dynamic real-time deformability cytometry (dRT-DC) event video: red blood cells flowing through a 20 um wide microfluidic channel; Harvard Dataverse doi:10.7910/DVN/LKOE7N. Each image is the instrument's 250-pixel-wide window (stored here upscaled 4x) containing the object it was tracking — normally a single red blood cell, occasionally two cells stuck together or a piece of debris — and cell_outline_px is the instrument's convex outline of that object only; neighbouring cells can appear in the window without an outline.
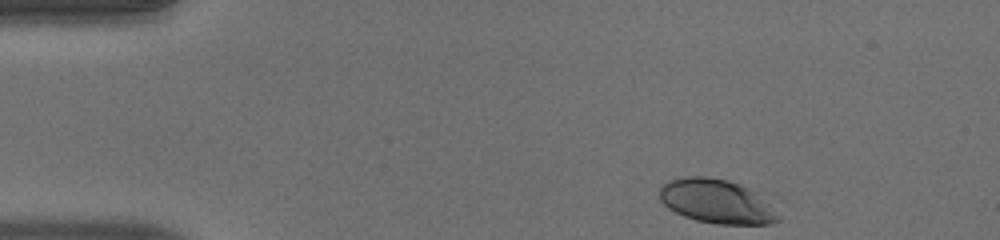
{"species": "human", "species_latin": "Homo sapiens", "temperature_condition": "warm", "stored_images_in_passage": 42, "camera_frame_rate_fps": 3000, "um_per_image_px": 0.085, "donor": {"sex": "male"}, "frame": {"image": 1, "passage_image": 1, "time_ms": 0.0, "image_size_px": [1000, 240], "cell_outline_px": [[780, 220], [772, 224], [716, 224], [696, 220], [684, 216], [668, 208], [660, 200], [660, 184], [668, 180], [684, 176], [708, 176], [728, 180], [740, 184], [748, 188], [764, 200], [780, 216]], "centroid_in_image_um": [60.86, 17.11], "position_along_channel_um": 24.1, "area_um2": 30.4}}
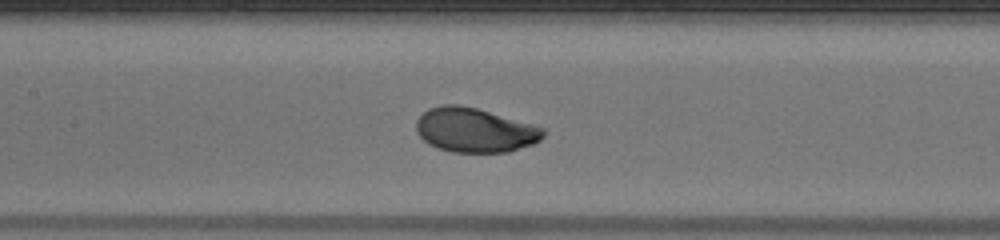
{"frame": {"image": 2, "passage_image": 18, "time_ms": 5.667, "image_size_px": [1000, 240], "cell_outline_px": [[544, 136], [540, 140], [532, 144], [508, 152], [452, 152], [436, 148], [428, 144], [416, 132], [416, 120], [428, 108], [444, 104], [460, 104], [476, 108], [536, 124], [544, 128]], "centroid_in_image_um": [40.36, 11.05], "position_along_channel_um": 167.0, "area_um2": 33.12}}
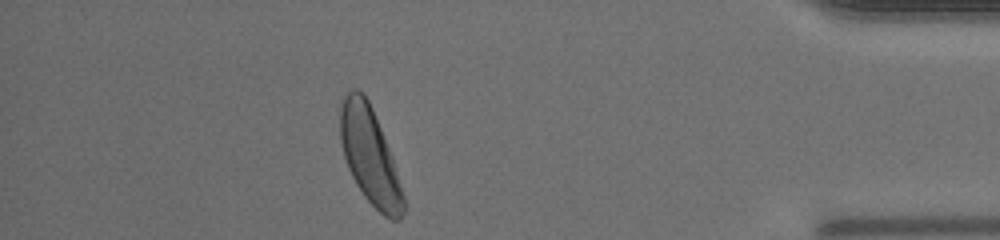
{"frame": {"image": 3, "passage_image": 39, "time_ms": 12.667, "image_size_px": [1000, 240], "cell_outline_px": [[404, 212], [400, 220], [392, 220], [384, 216], [364, 196], [356, 184], [348, 168], [344, 156], [340, 140], [340, 104], [344, 92], [352, 88], [356, 88], [364, 92], [372, 108], [392, 156], [404, 196]], "centroid_in_image_um": [31.41, 13.2], "position_along_channel_um": 403.8, "area_um2": 35.55}, "authors_computed_cell_mechanics": {"area_um2": 32.5992, "velocity_mm_per_s": 4.0061, "shape_relaxation_time_tau1_ms": 2.2915, "shape_relaxation_time_tau2_ms": null, "deformation_change_tau1": 0.1477, "deformation_change_tau2": null}}